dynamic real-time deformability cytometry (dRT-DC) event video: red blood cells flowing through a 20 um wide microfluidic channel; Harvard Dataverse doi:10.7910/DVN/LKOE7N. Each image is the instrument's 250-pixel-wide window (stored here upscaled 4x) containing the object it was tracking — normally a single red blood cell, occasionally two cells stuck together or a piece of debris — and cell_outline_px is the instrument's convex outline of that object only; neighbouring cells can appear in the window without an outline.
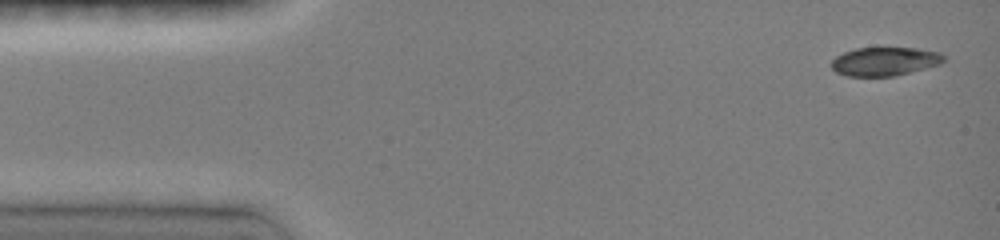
{"species": "common noctule bat (a hibernating species)", "species_latin": "Nyctalus noctula", "temperature_condition": "room temperature", "stored_images_in_passage": 75, "camera_frame_rate_fps": 3000, "um_per_image_px": 0.085, "animal": {"sex": "female", "body_mass_g": 19.0, "forearm_length_mm": 51.5}, "frame": {"image": 1, "passage_image": 1, "time_ms": 0.0, "image_size_px": [1000, 240], "cell_outline_px": [[944, 60], [940, 64], [892, 76], [848, 76], [836, 72], [832, 68], [832, 60], [836, 56], [844, 52], [856, 48], [916, 48], [940, 52], [944, 56]], "centroid_in_image_um": [75.18, 5.21], "position_along_channel_um": 9.8, "area_um2": 18.5}}
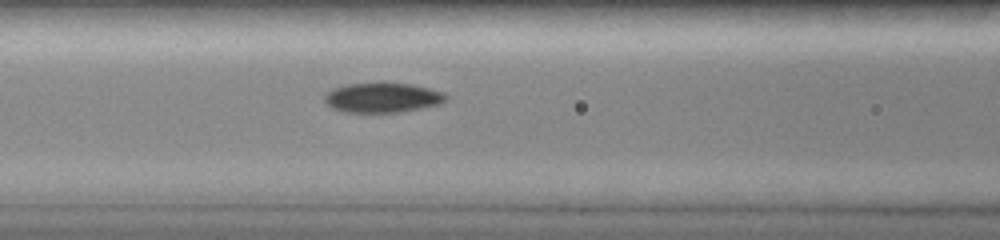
{"frame": {"image": 2, "passage_image": 28, "time_ms": 5.667, "image_size_px": [1000, 240], "cell_outline_px": [[448, 100], [440, 104], [424, 108], [400, 112], [344, 112], [332, 108], [324, 100], [324, 96], [332, 88], [348, 84], [380, 80], [388, 80], [412, 84], [444, 92], [448, 96]], "centroid_in_image_um": [32.55, 8.25], "position_along_channel_um": 134.1, "area_um2": 21.96}}
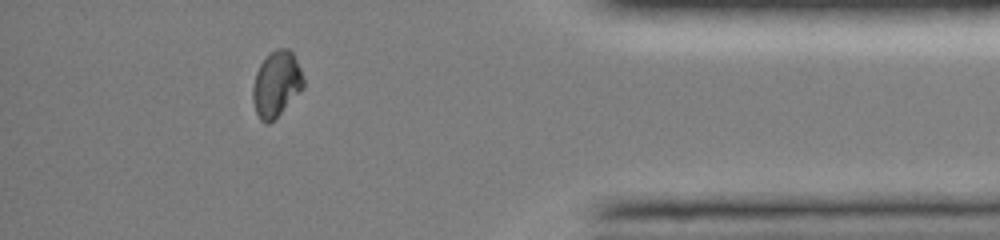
{"frame": {"image": 3, "passage_image": 65, "time_ms": 13.0, "image_size_px": [1000, 240], "cell_outline_px": [[304, 88], [268, 124], [264, 124], [260, 120], [256, 112], [252, 100], [252, 88], [256, 72], [260, 64], [276, 48], [288, 48], [292, 52], [300, 68], [304, 80]], "centroid_in_image_um": [23.48, 7.14], "position_along_channel_um": 411.7, "area_um2": 19.13}, "authors_computed_cell_mechanics": {"area_um2": 20.5768, "velocity_mm_per_s": 4.1101, "shape_relaxation_time_tau1_ms": 5.0369, "shape_relaxation_time_tau2_ms": null, "deformation_change_tau1": 0.1438, "deformation_change_tau2": null}}